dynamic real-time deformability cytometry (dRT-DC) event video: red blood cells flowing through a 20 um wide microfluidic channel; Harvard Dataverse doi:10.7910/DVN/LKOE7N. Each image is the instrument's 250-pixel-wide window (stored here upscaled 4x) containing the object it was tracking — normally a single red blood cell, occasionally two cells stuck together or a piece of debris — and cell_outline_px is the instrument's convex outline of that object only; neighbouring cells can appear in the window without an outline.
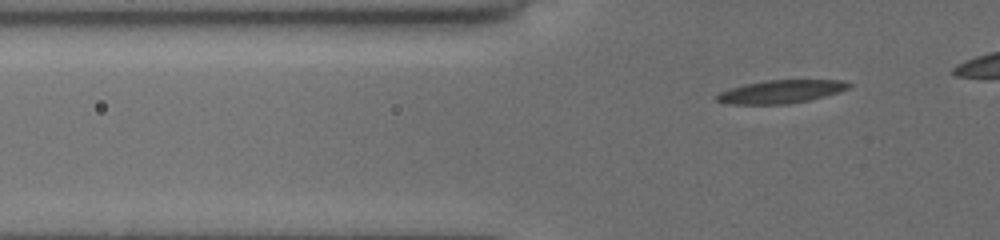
{"species": "common noctule bat (a hibernating species)", "species_latin": "Nyctalus noctula", "temperature_condition": "cold", "stored_images_in_passage": 37, "camera_frame_rate_fps": 3000, "um_per_image_px": 0.085, "animal": {"sex": "female", "body_mass_g": 19.5, "forearm_length_mm": 54.1}, "frame": {"image": 1, "passage_image": 7, "time_ms": 2.0, "image_size_px": [1000, 240], "cell_outline_px": [[852, 88], [840, 92], [808, 100], [788, 104], [728, 104], [716, 100], [716, 96], [720, 92], [744, 84], [768, 80], [840, 80], [852, 84]], "centroid_in_image_um": [66.42, 7.79], "position_along_channel_um": 59.4, "area_um2": 17.74}}
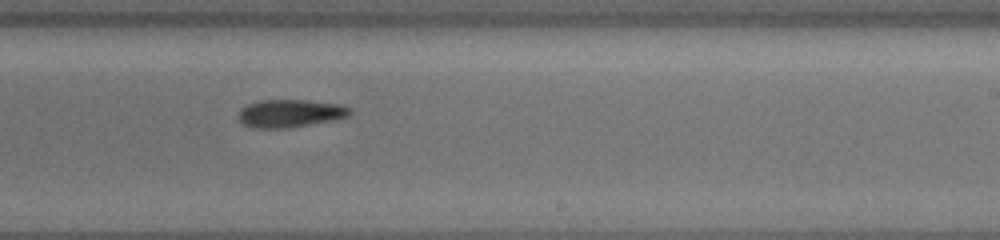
{"frame": {"image": 2, "passage_image": 24, "time_ms": 7.667, "image_size_px": [1000, 240], "cell_outline_px": [[352, 112], [348, 116], [336, 120], [288, 128], [252, 128], [244, 124], [240, 120], [240, 112], [248, 104], [260, 100], [308, 100], [340, 104], [352, 108]], "centroid_in_image_um": [24.74, 9.64], "position_along_channel_um": 264.3, "area_um2": 18.09}}
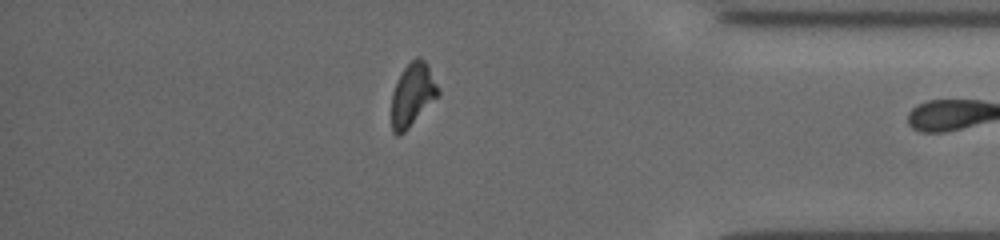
{"frame": {"image": 3, "passage_image": 36, "time_ms": 11.667, "image_size_px": [1000, 240], "cell_outline_px": [[440, 92], [408, 128], [400, 136], [396, 136], [392, 132], [392, 92], [404, 68], [416, 56], [420, 56], [428, 64], [440, 88]], "centroid_in_image_um": [35.07, 8.02], "position_along_channel_um": 400.1, "area_um2": 16.88}}